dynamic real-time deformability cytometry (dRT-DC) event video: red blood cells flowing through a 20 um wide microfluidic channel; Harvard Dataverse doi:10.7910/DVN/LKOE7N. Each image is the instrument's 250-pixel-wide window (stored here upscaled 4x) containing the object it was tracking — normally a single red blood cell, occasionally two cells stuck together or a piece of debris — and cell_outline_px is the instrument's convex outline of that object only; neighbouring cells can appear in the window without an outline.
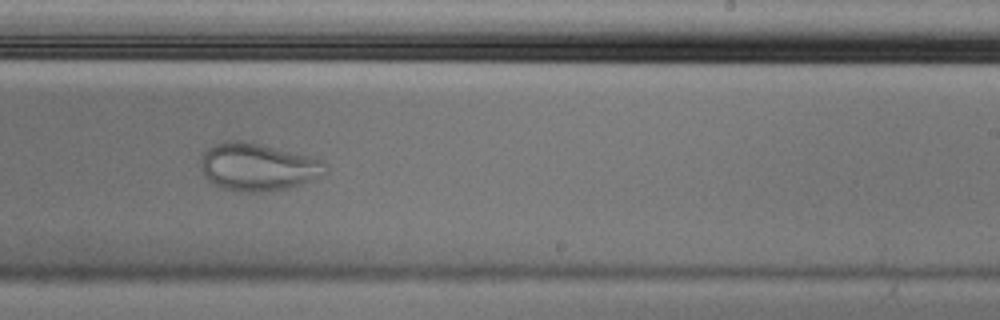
{"species": "Egyptian fruit bat (a non-hibernating species)", "species_latin": "Rousettus aegyptiacus", "temperature_condition": "cold", "stored_images_in_passage": 52, "camera_frame_rate_fps": 3000, "um_per_image_px": 0.085, "animal": {"sex": "male"}, "frame": {"image": 1, "passage_image": 30, "time_ms": 9.667, "image_size_px": [1000, 320], "cell_outline_px": [[328, 168], [320, 176], [312, 180], [300, 184], [268, 192], [248, 192], [220, 188], [212, 184], [204, 176], [200, 168], [200, 160], [204, 152], [208, 148], [224, 140], [240, 140], [260, 144], [324, 160]], "centroid_in_image_um": [21.87, 14.19], "position_along_channel_um": 267.1, "area_um2": 34.56}}